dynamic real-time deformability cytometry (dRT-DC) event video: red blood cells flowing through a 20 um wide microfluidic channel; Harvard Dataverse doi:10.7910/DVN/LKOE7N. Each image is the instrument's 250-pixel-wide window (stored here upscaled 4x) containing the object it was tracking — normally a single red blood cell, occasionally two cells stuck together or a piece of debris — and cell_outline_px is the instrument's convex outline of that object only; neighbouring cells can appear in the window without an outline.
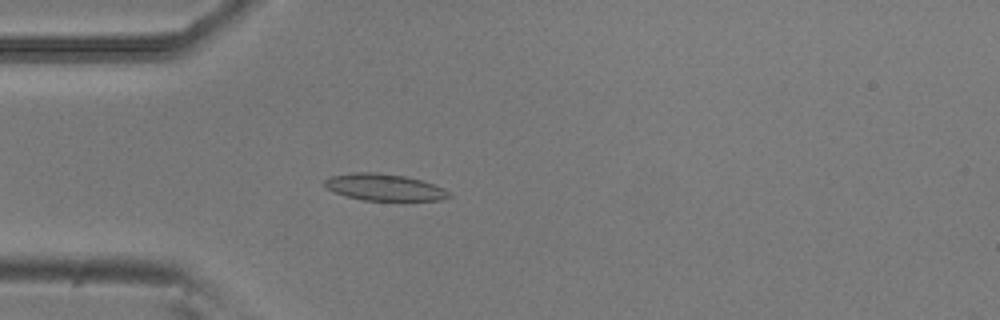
{"species": "common noctule bat (a hibernating species)", "species_latin": "Nyctalus noctula", "temperature_condition": "room temperature", "stored_images_in_passage": 46, "camera_frame_rate_fps": 3000, "um_per_image_px": 0.085, "animal": {"sex": "male", "body_mass_g": 20.5, "forearm_length_mm": 52.5}, "frame": {"image": 1, "passage_image": 15, "time_ms": 4.667, "image_size_px": [1000, 320], "cell_outline_px": [[452, 196], [440, 200], [364, 200], [344, 196], [328, 188], [324, 184], [324, 180], [328, 176], [352, 172], [380, 172], [404, 176], [420, 180], [444, 188]], "centroid_in_image_um": [32.63, 15.9], "position_along_channel_um": 52.4, "area_um2": 19.31}}
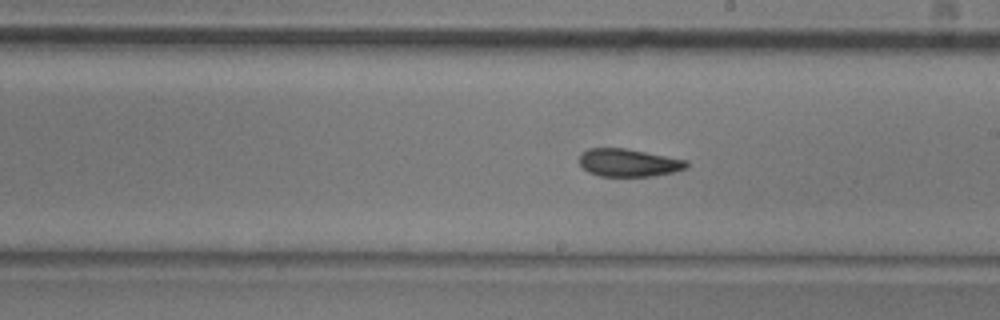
{"frame": {"image": 2, "passage_image": 30, "time_ms": 9.667, "image_size_px": [1000, 320], "cell_outline_px": [[688, 168], [672, 172], [652, 176], [600, 176], [588, 172], [580, 164], [580, 156], [588, 148], [624, 148], [688, 160]], "centroid_in_image_um": [53.45, 13.83], "position_along_channel_um": 235.6, "area_um2": 17.22}}
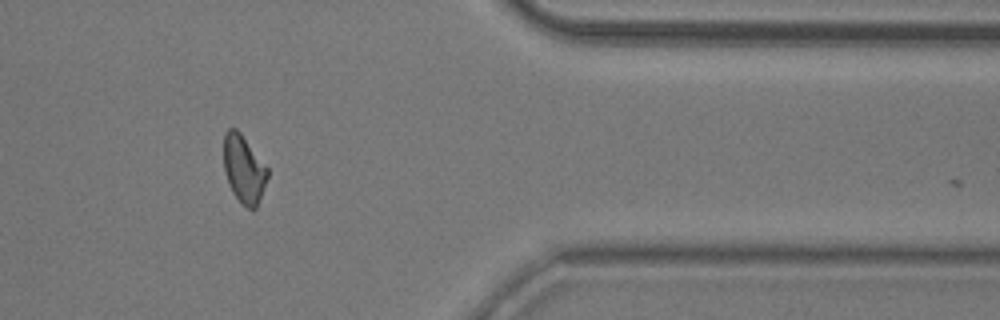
{"frame": {"image": 3, "passage_image": 44, "time_ms": 14.333, "image_size_px": [1000, 320], "cell_outline_px": [[268, 176], [256, 208], [252, 212], [240, 204], [232, 192], [228, 184], [224, 172], [224, 132], [228, 128], [236, 128], [240, 132], [268, 168]], "centroid_in_image_um": [20.71, 14.41], "position_along_channel_um": 390.7, "area_um2": 17.51}}